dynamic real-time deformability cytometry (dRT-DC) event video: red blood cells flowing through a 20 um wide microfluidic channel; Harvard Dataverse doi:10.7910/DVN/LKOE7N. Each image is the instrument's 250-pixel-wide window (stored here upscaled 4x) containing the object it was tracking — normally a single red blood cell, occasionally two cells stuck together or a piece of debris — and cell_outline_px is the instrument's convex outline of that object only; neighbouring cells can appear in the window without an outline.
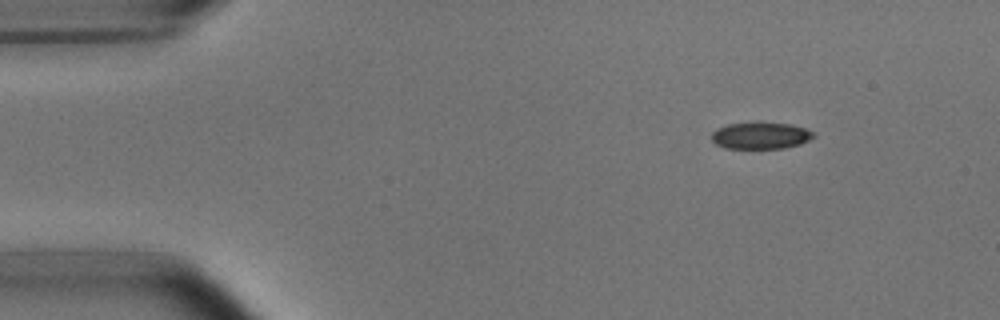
{"species": "common noctule bat (a hibernating species)", "species_latin": "Nyctalus noctula", "temperature_condition": "room temperature", "stored_images_in_passage": 47, "camera_frame_rate_fps": 3000, "um_per_image_px": 0.085, "animal": {"sex": "male", "body_mass_g": 15.6}, "frame": {"image": 1, "passage_image": 1, "time_ms": 0.0, "image_size_px": [1000, 320], "cell_outline_px": [[816, 136], [800, 144], [784, 148], [724, 148], [716, 144], [712, 140], [712, 132], [716, 128], [728, 124], [756, 120], [760, 120], [792, 124], [816, 132]], "centroid_in_image_um": [64.66, 11.48], "position_along_channel_um": 20.3, "area_um2": 16.53}}
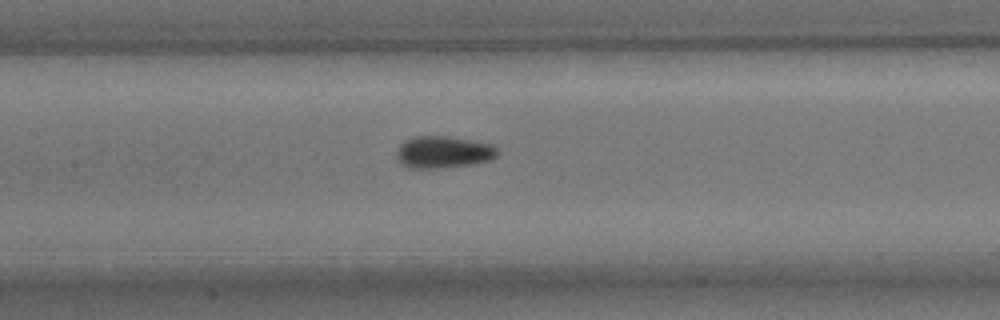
{"frame": {"image": 2, "passage_image": 19, "time_ms": 6.0, "image_size_px": [1000, 320], "cell_outline_px": [[500, 152], [496, 156], [488, 160], [468, 164], [432, 168], [408, 168], [400, 164], [396, 156], [396, 152], [400, 144], [404, 140], [416, 136], [448, 136], [492, 144]], "centroid_in_image_um": [37.63, 12.91], "position_along_channel_um": 169.8, "area_um2": 18.67}}
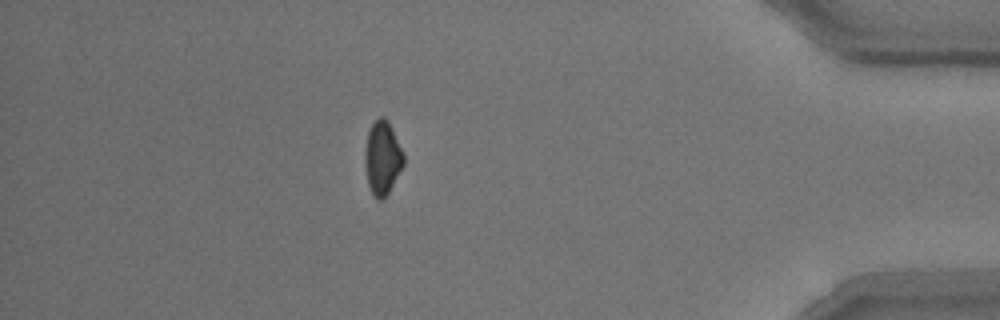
{"frame": {"image": 3, "passage_image": 41, "time_ms": 13.333, "image_size_px": [1000, 320], "cell_outline_px": [[404, 164], [388, 192], [380, 200], [376, 200], [372, 196], [368, 184], [364, 164], [364, 148], [368, 132], [372, 124], [380, 116], [384, 116], [388, 120], [392, 128], [404, 156]], "centroid_in_image_um": [32.47, 13.42], "position_along_channel_um": 402.7, "area_um2": 16.59}, "authors_computed_cell_mechanics": {"area_um2": 17.1666, "velocity_mm_per_s": 3.7812, "shape_relaxation_time_tau1_ms": 3.4429, "shape_relaxation_time_tau2_ms": 3.9343, "deformation_change_tau1": 0.0844, "deformation_change_tau2": 0.0737}}